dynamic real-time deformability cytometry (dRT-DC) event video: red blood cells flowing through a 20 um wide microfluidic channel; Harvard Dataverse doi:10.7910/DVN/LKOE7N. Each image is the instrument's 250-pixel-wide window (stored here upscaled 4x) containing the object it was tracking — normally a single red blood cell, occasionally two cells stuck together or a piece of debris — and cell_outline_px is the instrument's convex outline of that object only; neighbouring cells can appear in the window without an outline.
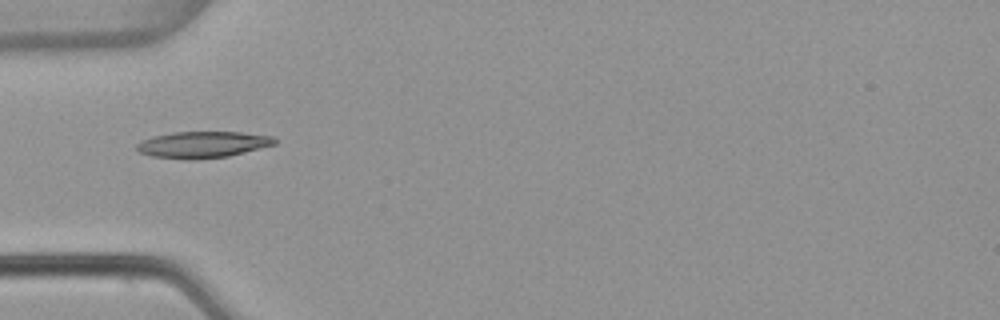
{"species": "common noctule bat (a hibernating species)", "species_latin": "Nyctalus noctula", "temperature_condition": "warm", "stored_images_in_passage": 37, "camera_frame_rate_fps": 3000, "um_per_image_px": 0.085, "animal": {"sex": "female", "body_mass_g": 22.7, "forearm_length_mm": 54.2}, "frame": {"image": 1, "passage_image": 1, "time_ms": 0.0, "image_size_px": [1000, 320], "cell_outline_px": [[276, 144], [228, 156], [192, 160], [184, 160], [152, 156], [140, 152], [136, 148], [136, 144], [140, 140], [152, 136], [172, 132], [240, 132], [276, 136]], "centroid_in_image_um": [17.21, 12.29], "position_along_channel_um": 67.8, "area_um2": 21.44}}
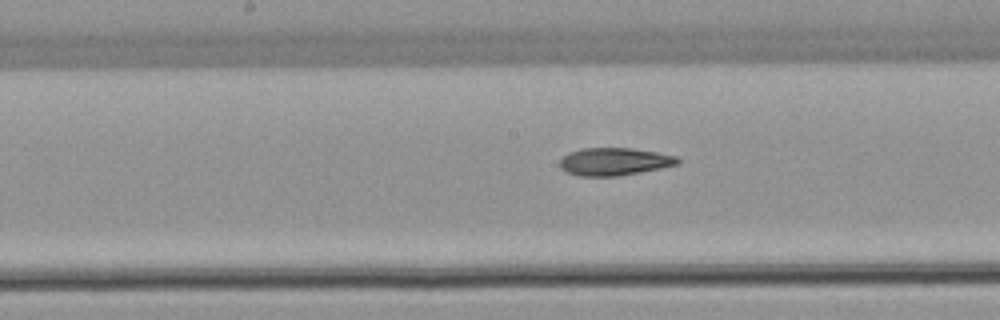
{"frame": {"image": 2, "passage_image": 11, "time_ms": 3.333, "image_size_px": [1000, 320], "cell_outline_px": [[680, 164], [640, 172], [616, 176], [580, 176], [568, 172], [560, 168], [560, 160], [568, 152], [580, 148], [632, 148], [656, 152], [676, 156], [680, 160]], "centroid_in_image_um": [52.21, 13.73], "position_along_channel_um": 196.0, "area_um2": 18.96}}
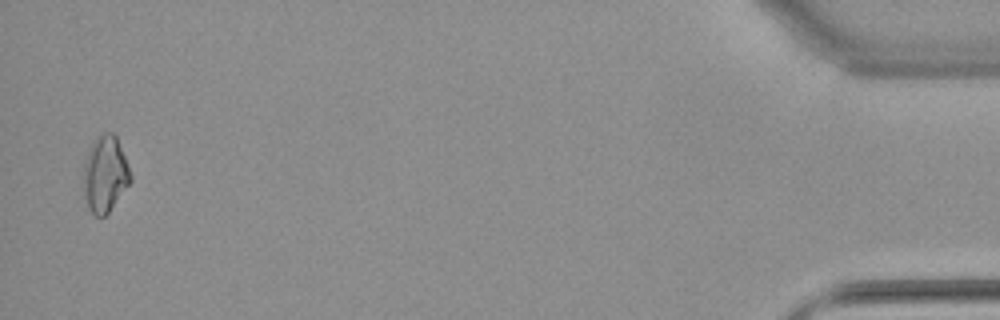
{"frame": {"image": 3, "passage_image": 36, "time_ms": 11.667, "image_size_px": [1000, 320], "cell_outline_px": [[132, 180], [108, 212], [104, 216], [96, 216], [88, 208], [84, 192], [84, 160], [96, 136], [100, 132], [112, 132], [116, 136], [128, 164], [132, 176]], "centroid_in_image_um": [8.94, 14.76], "position_along_channel_um": 426.3, "area_um2": 20.75}, "authors_computed_cell_mechanics": {"area_um2": 19.1318, "velocity_mm_per_s": 3.8427, "shape_relaxation_time_tau1_ms": 10.3994, "shape_relaxation_time_tau2_ms": 5.233, "deformation_change_tau1": 0.2459, "deformation_change_tau2": 0.1443}}